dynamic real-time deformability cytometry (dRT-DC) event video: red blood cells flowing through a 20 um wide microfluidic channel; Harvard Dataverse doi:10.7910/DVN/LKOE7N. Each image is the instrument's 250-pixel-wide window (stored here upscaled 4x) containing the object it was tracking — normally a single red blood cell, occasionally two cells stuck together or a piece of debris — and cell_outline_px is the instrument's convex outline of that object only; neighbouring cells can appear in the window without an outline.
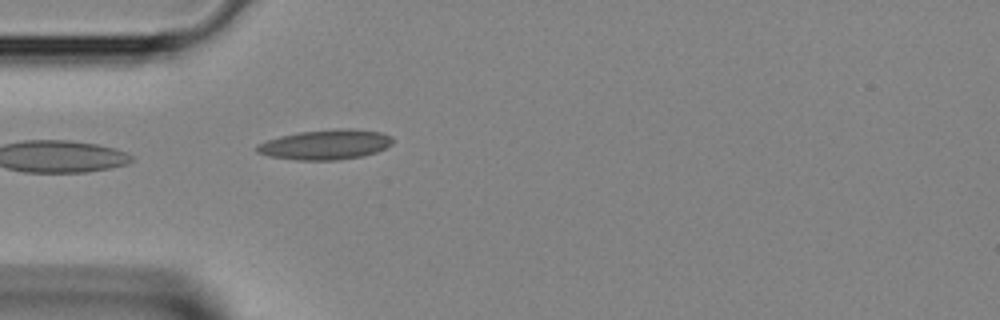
{"species": "Egyptian fruit bat (a non-hibernating species)", "species_latin": "Rousettus aegyptiacus", "temperature_condition": "room temperature", "stored_images_in_passage": 17, "camera_frame_rate_fps": 3000, "um_per_image_px": 0.085, "animal": {"sex": "female"}, "frame": {"image": 1, "passage_image": 1, "time_ms": 0.0, "image_size_px": [1000, 320], "cell_outline_px": [[392, 144], [376, 152], [364, 156], [336, 160], [296, 160], [268, 156], [256, 152], [256, 144], [280, 136], [300, 132], [336, 128], [348, 128], [380, 132], [392, 136]], "centroid_in_image_um": [27.66, 12.29], "position_along_channel_um": 57.3, "area_um2": 23.76}}